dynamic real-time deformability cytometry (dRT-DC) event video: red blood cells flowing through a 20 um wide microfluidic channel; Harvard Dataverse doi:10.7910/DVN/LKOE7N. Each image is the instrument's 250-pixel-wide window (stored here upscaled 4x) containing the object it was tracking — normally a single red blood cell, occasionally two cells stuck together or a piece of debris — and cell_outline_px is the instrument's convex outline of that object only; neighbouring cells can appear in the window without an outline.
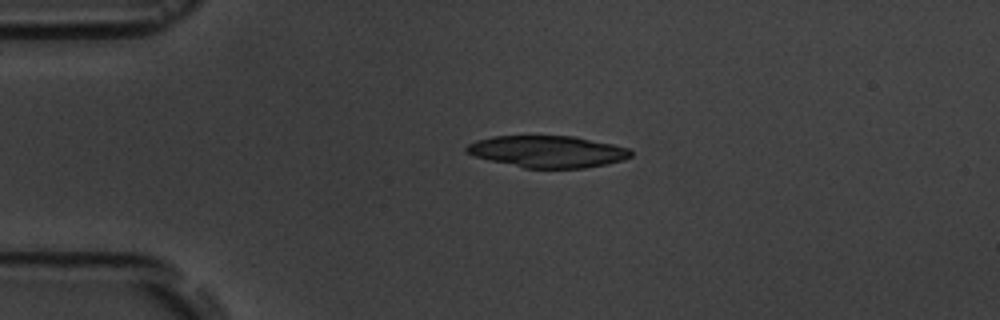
{"species": "common noctule bat (a hibernating species)", "species_latin": "Nyctalus noctula", "temperature_condition": "room temperature", "stored_images_in_passage": 2, "camera_frame_rate_fps": 3000, "um_per_image_px": 0.085, "animal": {"sex": "male", "body_mass_g": 19.5, "forearm_length_mm": 54.6}, "frame": {"image": 1, "passage_image": 1, "time_ms": 0.0, "image_size_px": [1000, 320], "cell_outline_px": [[632, 156], [624, 160], [608, 164], [584, 168], [524, 168], [476, 156], [464, 152], [464, 148], [468, 144], [476, 140], [492, 136], [572, 136], [612, 144], [628, 148], [632, 152]], "centroid_in_image_um": [46.55, 12.88], "position_along_channel_um": 38.4, "area_um2": 30.35}}